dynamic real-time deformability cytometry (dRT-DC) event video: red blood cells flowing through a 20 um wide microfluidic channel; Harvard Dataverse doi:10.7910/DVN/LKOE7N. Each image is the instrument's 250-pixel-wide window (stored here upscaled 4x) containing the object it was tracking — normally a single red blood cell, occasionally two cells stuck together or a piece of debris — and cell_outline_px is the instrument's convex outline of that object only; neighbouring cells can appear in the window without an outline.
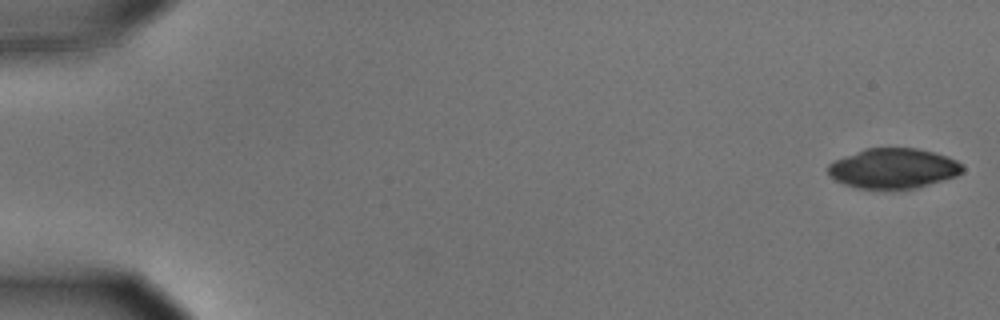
{"species": "common noctule bat (a hibernating species)", "species_latin": "Nyctalus noctula", "temperature_condition": "cold", "stored_images_in_passage": 56, "camera_frame_rate_fps": 3000, "um_per_image_px": 0.085, "animal": {"sex": "male", "body_mass_g": 15.6}, "frame": {"image": 1, "passage_image": 1, "time_ms": 0.0, "image_size_px": [1000, 320], "cell_outline_px": [[964, 172], [956, 176], [916, 188], [892, 192], [856, 188], [844, 184], [836, 180], [828, 172], [828, 164], [836, 160], [864, 148], [916, 148], [948, 156], [956, 160], [964, 168]], "centroid_in_image_um": [75.94, 14.35], "position_along_channel_um": 9.1, "area_um2": 31.96}}